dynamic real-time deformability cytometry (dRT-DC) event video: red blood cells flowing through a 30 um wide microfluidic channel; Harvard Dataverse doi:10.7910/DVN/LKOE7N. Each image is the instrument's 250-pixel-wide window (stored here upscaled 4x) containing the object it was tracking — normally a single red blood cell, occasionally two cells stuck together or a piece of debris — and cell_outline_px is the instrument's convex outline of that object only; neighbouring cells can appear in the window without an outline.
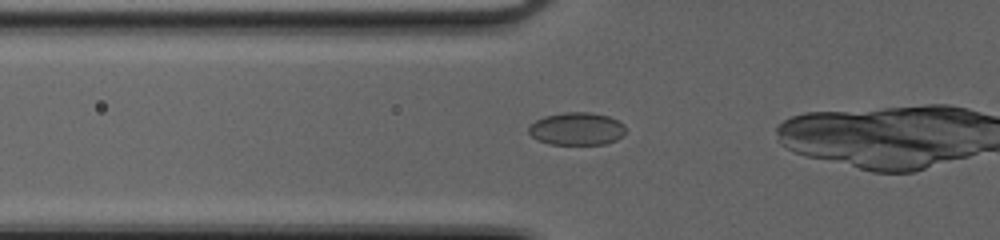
{"species": "common noctule bat (a hibernating species)", "species_latin": "Nyctalus noctula", "temperature_condition": "cold", "stored_images_in_passage": 19, "camera_frame_rate_fps": 3000, "um_per_image_px": 0.085, "animal": {"sex": "female", "body_mass_g": 20.0, "forearm_length_mm": 54.0}, "frame": {"image": 1, "passage_image": 14, "time_ms": 4.333, "image_size_px": [1000, 240], "cell_outline_px": [[624, 132], [616, 140], [604, 144], [548, 144], [532, 136], [528, 132], [528, 128], [536, 120], [544, 116], [564, 112], [588, 112], [608, 116], [624, 124]], "centroid_in_image_um": [49.0, 10.94], "position_along_channel_um": 76.8, "area_um2": 18.26}}